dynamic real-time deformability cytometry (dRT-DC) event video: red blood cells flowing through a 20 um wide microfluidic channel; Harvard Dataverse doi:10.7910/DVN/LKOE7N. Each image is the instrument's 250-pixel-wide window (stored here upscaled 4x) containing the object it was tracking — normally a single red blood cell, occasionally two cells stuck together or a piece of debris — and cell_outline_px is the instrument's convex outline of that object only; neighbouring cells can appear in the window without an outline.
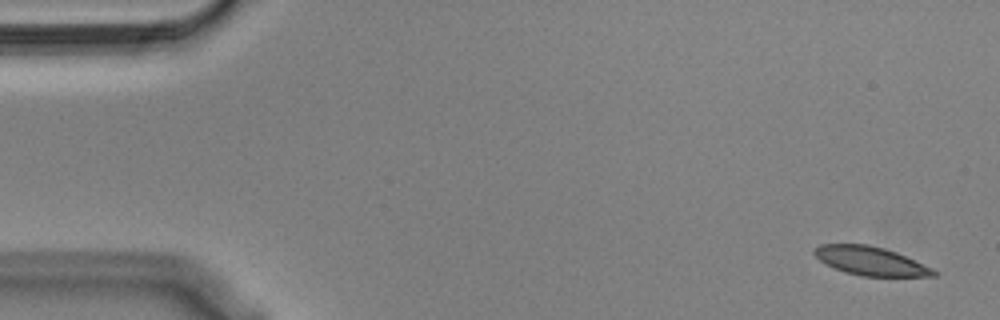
{"species": "Egyptian fruit bat (a non-hibernating species)", "species_latin": "Rousettus aegyptiacus", "temperature_condition": "cold", "stored_images_in_passage": 54, "camera_frame_rate_fps": 3000, "um_per_image_px": 0.085, "animal": {"sex": "male"}, "frame": {"image": 1, "passage_image": 1, "time_ms": 0.0, "image_size_px": [1000, 320], "cell_outline_px": [[940, 272], [936, 276], [860, 276], [844, 272], [820, 260], [812, 252], [812, 248], [820, 244], [868, 244], [884, 248], [896, 252], [932, 268]], "centroid_in_image_um": [73.99, 22.18], "position_along_channel_um": 11.0, "area_um2": 19.88}}
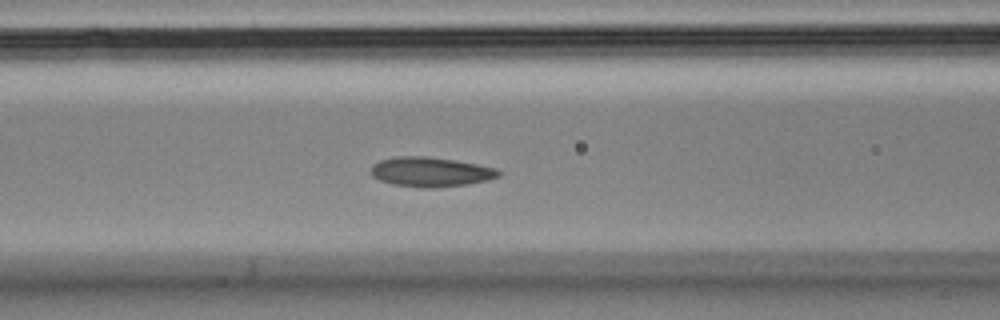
{"frame": {"image": 2, "passage_image": 21, "time_ms": 6.667, "image_size_px": [1000, 320], "cell_outline_px": [[500, 176], [488, 180], [468, 184], [432, 188], [420, 188], [392, 184], [380, 180], [372, 176], [372, 164], [380, 160], [396, 156], [428, 156], [456, 160], [496, 168], [500, 172]], "centroid_in_image_um": [36.6, 14.61], "position_along_channel_um": 130.0, "area_um2": 22.14}}
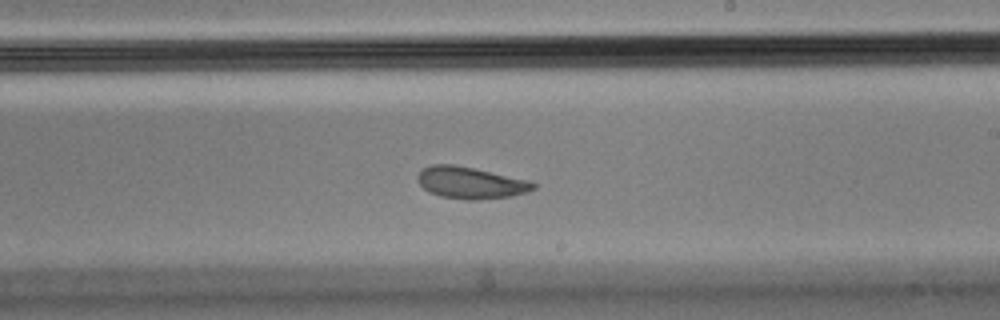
{"frame": {"image": 3, "passage_image": 31, "time_ms": 10.0, "image_size_px": [1000, 320], "cell_outline_px": [[536, 188], [528, 192], [512, 196], [476, 200], [464, 200], [440, 196], [428, 192], [416, 180], [416, 176], [420, 168], [432, 164], [452, 164], [472, 168], [528, 180], [536, 184]], "centroid_in_image_um": [39.95, 15.54], "position_along_channel_um": 249.1, "area_um2": 21.56}, "authors_computed_cell_mechanics": {"area_um2": 21.7328, "velocity_mm_per_s": 3.5772, "shape_relaxation_time_tau1_ms": null, "shape_relaxation_time_tau2_ms": 3.6103, "deformation_change_tau1": null, "deformation_change_tau2": 0.083}}